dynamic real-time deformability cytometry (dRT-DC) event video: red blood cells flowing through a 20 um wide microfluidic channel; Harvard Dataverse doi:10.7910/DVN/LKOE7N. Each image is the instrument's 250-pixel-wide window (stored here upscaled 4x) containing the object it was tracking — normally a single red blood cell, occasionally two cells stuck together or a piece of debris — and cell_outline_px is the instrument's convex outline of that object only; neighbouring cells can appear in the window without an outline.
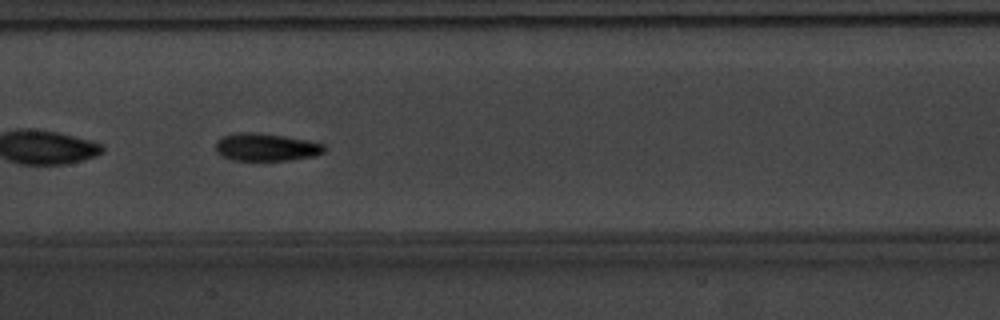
{"species": "common noctule bat (a hibernating species)", "species_latin": "Nyctalus noctula", "temperature_condition": "warm", "stored_images_in_passage": 37, "camera_frame_rate_fps": 3000, "um_per_image_px": 0.085, "animal": {"sex": "male", "body_mass_g": 20.1, "forearm_length_mm": 53.5}, "frame": {"image": 1, "passage_image": 11, "time_ms": 3.333, "image_size_px": [1000, 320], "cell_outline_px": [[324, 152], [316, 156], [288, 160], [232, 160], [220, 156], [216, 152], [216, 140], [220, 136], [232, 132], [256, 132], [284, 136], [308, 140], [324, 144]], "centroid_in_image_um": [22.56, 12.5], "position_along_channel_um": 184.8, "area_um2": 17.8}}
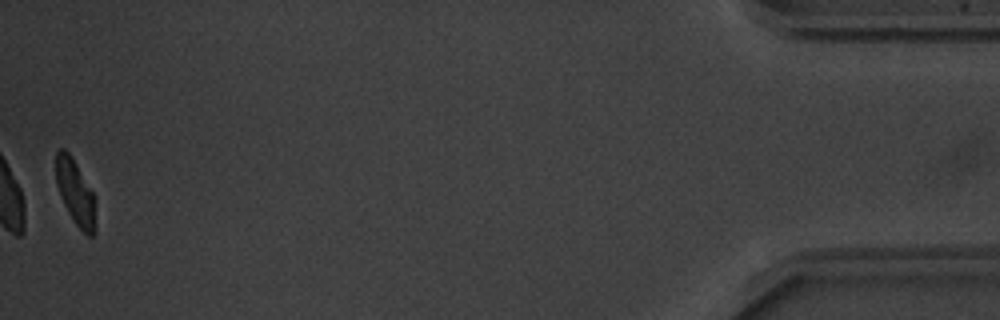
{"frame": {"image": 2, "passage_image": 37, "time_ms": 12.0, "image_size_px": [1000, 320], "cell_outline_px": [[96, 232], [92, 236], [88, 236], [72, 220], [64, 204], [56, 184], [56, 152], [60, 148], [64, 148], [68, 152], [76, 164], [96, 196]], "centroid_in_image_um": [6.45, 16.4], "position_along_channel_um": 428.7, "area_um2": 15.32}, "authors_computed_cell_mechanics": {"area_um2": 16.9354, "velocity_mm_per_s": 3.7849, "shape_relaxation_time_tau1_ms": 2.1469, "shape_relaxation_time_tau2_ms": 2.1709, "deformation_change_tau1": 0.1564, "deformation_change_tau2": 0.0812}}